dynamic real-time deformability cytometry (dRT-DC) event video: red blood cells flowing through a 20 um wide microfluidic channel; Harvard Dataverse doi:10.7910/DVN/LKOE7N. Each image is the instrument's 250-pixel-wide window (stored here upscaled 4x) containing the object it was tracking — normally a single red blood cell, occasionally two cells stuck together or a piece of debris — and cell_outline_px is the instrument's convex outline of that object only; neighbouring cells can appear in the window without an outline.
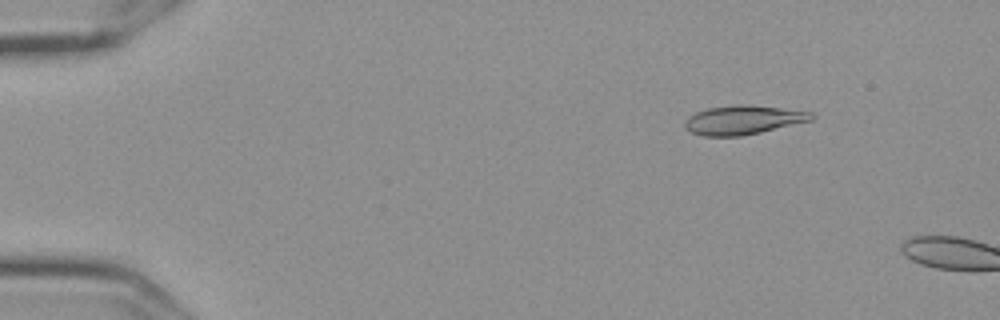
{"species": "Egyptian fruit bat (a non-hibernating species)", "species_latin": "Rousettus aegyptiacus", "temperature_condition": "cold", "stored_images_in_passage": 11, "camera_frame_rate_fps": 3000, "um_per_image_px": 0.085, "frame": {"image": 1, "passage_image": 8, "time_ms": 2.333, "image_size_px": [1000, 320], "cell_outline_px": [[816, 116], [812, 120], [760, 132], [740, 136], [704, 136], [692, 132], [684, 128], [684, 120], [688, 116], [696, 112], [708, 108], [736, 104], [748, 104], [812, 112]], "centroid_in_image_um": [63.14, 10.19], "position_along_channel_um": 21.9, "area_um2": 21.39}}